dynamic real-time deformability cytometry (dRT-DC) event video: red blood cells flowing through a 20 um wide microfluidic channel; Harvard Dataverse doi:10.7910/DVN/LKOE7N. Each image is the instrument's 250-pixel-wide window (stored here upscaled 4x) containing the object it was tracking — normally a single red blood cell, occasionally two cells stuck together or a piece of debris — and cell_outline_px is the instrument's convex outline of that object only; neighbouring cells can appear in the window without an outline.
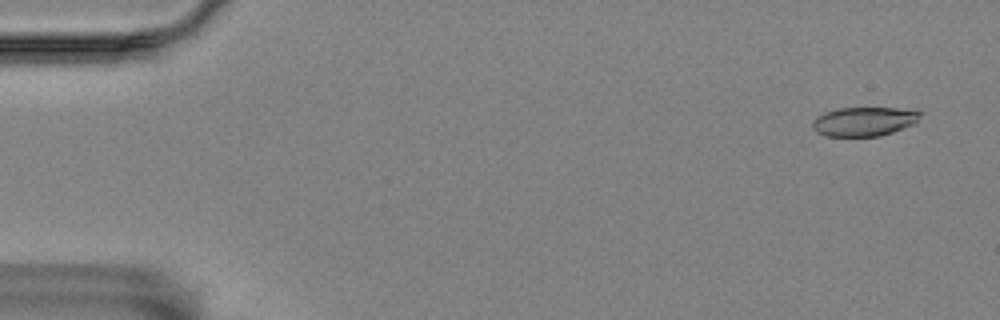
{"species": "Egyptian fruit bat (a non-hibernating species)", "species_latin": "Rousettus aegyptiacus", "temperature_condition": "room temperature", "stored_images_in_passage": 6, "camera_frame_rate_fps": 3000, "um_per_image_px": 0.085, "animal": {"sex": "female"}, "frame": {"image": 1, "passage_image": 1, "time_ms": 0.0, "image_size_px": [1000, 320], "cell_outline_px": [[924, 112], [912, 124], [904, 128], [880, 136], [824, 136], [816, 132], [812, 128], [812, 120], [816, 116], [824, 112], [840, 108], [896, 108]], "centroid_in_image_um": [73.39, 10.33], "position_along_channel_um": 11.6, "area_um2": 18.26}}
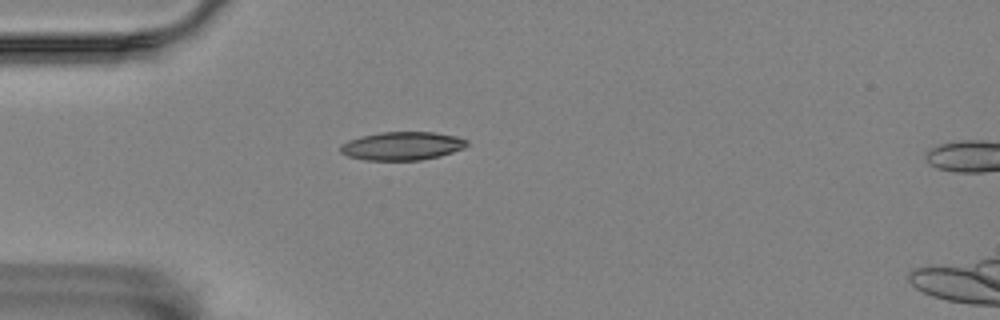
{"frame": {"image": 2, "passage_image": 5, "time_ms": 4.333, "image_size_px": [1000, 320], "cell_outline_px": [[468, 144], [464, 148], [440, 156], [420, 160], [364, 160], [348, 156], [340, 152], [340, 144], [348, 140], [360, 136], [380, 132], [436, 132], [456, 136], [468, 140]], "centroid_in_image_um": [34.17, 12.4], "position_along_channel_um": 50.8, "area_um2": 21.04}}